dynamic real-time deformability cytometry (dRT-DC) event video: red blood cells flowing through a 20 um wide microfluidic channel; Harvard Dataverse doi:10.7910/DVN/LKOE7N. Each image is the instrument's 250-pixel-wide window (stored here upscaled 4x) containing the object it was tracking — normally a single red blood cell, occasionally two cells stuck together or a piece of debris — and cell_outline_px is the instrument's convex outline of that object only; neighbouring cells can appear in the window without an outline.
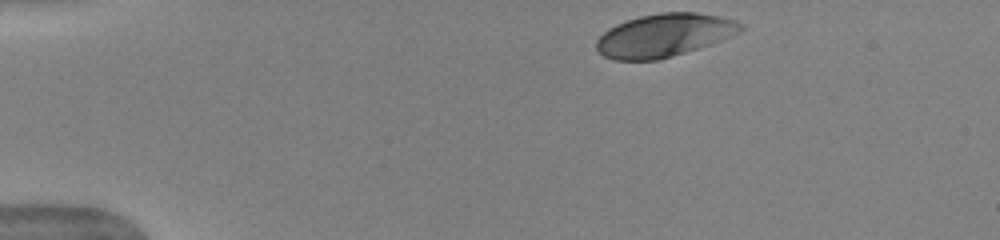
{"species": "human", "species_latin": "Homo sapiens", "temperature_condition": "warm", "stored_images_in_passage": 16, "camera_frame_rate_fps": 3000, "um_per_image_px": 0.085, "donor": {"sex": "female"}, "frame": {"image": 1, "passage_image": 1, "time_ms": 0.0, "image_size_px": [1000, 240], "cell_outline_px": [[744, 28], [720, 40], [672, 56], [656, 60], [612, 60], [604, 56], [596, 48], [596, 40], [608, 28], [616, 24], [640, 16], [660, 12], [696, 12], [720, 16], [732, 20], [740, 24]], "centroid_in_image_um": [56.38, 2.99], "position_along_channel_um": 28.6, "area_um2": 35.6}}
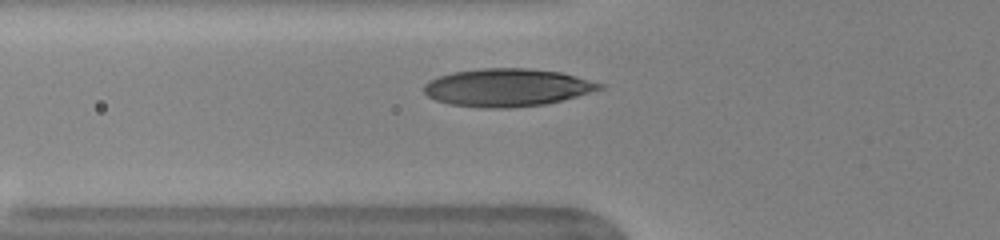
{"frame": {"image": 2, "passage_image": 11, "time_ms": 3.333, "image_size_px": [1000, 240], "cell_outline_px": [[604, 88], [576, 96], [544, 104], [512, 108], [484, 108], [452, 104], [436, 100], [428, 96], [424, 92], [424, 84], [428, 80], [452, 72], [480, 68], [528, 68], [560, 72], [576, 76], [604, 84]], "centroid_in_image_um": [43.09, 7.43], "position_along_channel_um": 82.7, "area_um2": 38.55}}